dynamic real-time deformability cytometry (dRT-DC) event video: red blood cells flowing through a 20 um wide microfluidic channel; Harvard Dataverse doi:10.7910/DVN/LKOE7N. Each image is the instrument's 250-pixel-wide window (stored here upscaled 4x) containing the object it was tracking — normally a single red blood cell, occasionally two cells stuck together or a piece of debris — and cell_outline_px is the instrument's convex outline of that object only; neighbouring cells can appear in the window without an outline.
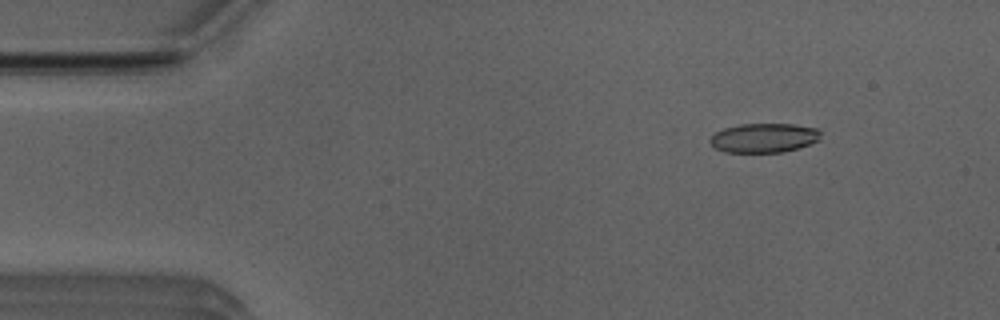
{"species": "Egyptian fruit bat (a non-hibernating species)", "species_latin": "Rousettus aegyptiacus", "temperature_condition": "room temperature", "stored_images_in_passage": 10, "camera_frame_rate_fps": 3000, "um_per_image_px": 0.085, "animal": {"sex": "male"}, "frame": {"image": 1, "passage_image": 6, "time_ms": 1.667, "image_size_px": [1000, 320], "cell_outline_px": [[820, 140], [800, 148], [784, 152], [724, 152], [716, 148], [708, 140], [716, 132], [724, 128], [740, 124], [796, 124], [820, 128]], "centroid_in_image_um": [64.99, 11.71], "position_along_channel_um": 20.0, "area_um2": 19.07}}